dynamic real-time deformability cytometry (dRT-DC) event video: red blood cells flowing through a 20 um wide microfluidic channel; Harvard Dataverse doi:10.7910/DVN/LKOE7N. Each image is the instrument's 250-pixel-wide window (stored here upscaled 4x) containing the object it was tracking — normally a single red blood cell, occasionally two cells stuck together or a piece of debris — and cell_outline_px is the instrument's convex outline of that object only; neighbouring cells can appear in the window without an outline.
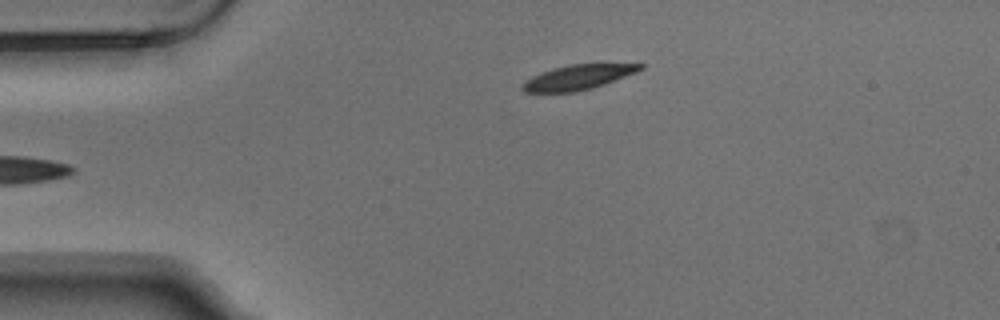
{"species": "Egyptian fruit bat (a non-hibernating species)", "species_latin": "Rousettus aegyptiacus", "temperature_condition": "warm", "stored_images_in_passage": 5, "camera_frame_rate_fps": 3000, "um_per_image_px": 0.085, "animal": {"sex": "male"}, "frame": {"image": 1, "passage_image": 5, "time_ms": 1.333, "image_size_px": [1000, 320], "cell_outline_px": [[644, 68], [636, 72], [604, 84], [592, 88], [572, 92], [524, 92], [520, 88], [520, 84], [532, 76], [540, 72], [552, 68], [572, 64], [644, 64]], "centroid_in_image_um": [49.07, 6.57], "position_along_channel_um": 35.9, "area_um2": 16.94}}